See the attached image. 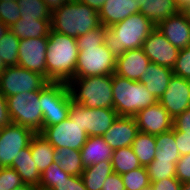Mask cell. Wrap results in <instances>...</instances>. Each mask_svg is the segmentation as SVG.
<instances>
[{
    "label": "cell",
    "mask_w": 190,
    "mask_h": 190,
    "mask_svg": "<svg viewBox=\"0 0 190 190\" xmlns=\"http://www.w3.org/2000/svg\"><path fill=\"white\" fill-rule=\"evenodd\" d=\"M107 29L100 25L76 38L79 54L75 78L112 75L115 72L116 56L104 45Z\"/></svg>",
    "instance_id": "obj_1"
},
{
    "label": "cell",
    "mask_w": 190,
    "mask_h": 190,
    "mask_svg": "<svg viewBox=\"0 0 190 190\" xmlns=\"http://www.w3.org/2000/svg\"><path fill=\"white\" fill-rule=\"evenodd\" d=\"M78 54L76 38L51 29L46 51V80L68 84L75 78Z\"/></svg>",
    "instance_id": "obj_2"
},
{
    "label": "cell",
    "mask_w": 190,
    "mask_h": 190,
    "mask_svg": "<svg viewBox=\"0 0 190 190\" xmlns=\"http://www.w3.org/2000/svg\"><path fill=\"white\" fill-rule=\"evenodd\" d=\"M155 28L146 16L135 13L108 27L104 45L118 57L127 50L142 48L144 40Z\"/></svg>",
    "instance_id": "obj_3"
},
{
    "label": "cell",
    "mask_w": 190,
    "mask_h": 190,
    "mask_svg": "<svg viewBox=\"0 0 190 190\" xmlns=\"http://www.w3.org/2000/svg\"><path fill=\"white\" fill-rule=\"evenodd\" d=\"M101 25L99 13L78 0H70L52 11L51 29L78 38Z\"/></svg>",
    "instance_id": "obj_4"
},
{
    "label": "cell",
    "mask_w": 190,
    "mask_h": 190,
    "mask_svg": "<svg viewBox=\"0 0 190 190\" xmlns=\"http://www.w3.org/2000/svg\"><path fill=\"white\" fill-rule=\"evenodd\" d=\"M113 109L118 116H134L140 110L158 102L139 81L112 74Z\"/></svg>",
    "instance_id": "obj_5"
},
{
    "label": "cell",
    "mask_w": 190,
    "mask_h": 190,
    "mask_svg": "<svg viewBox=\"0 0 190 190\" xmlns=\"http://www.w3.org/2000/svg\"><path fill=\"white\" fill-rule=\"evenodd\" d=\"M68 87L72 100L87 108L113 109L112 75L73 78Z\"/></svg>",
    "instance_id": "obj_6"
},
{
    "label": "cell",
    "mask_w": 190,
    "mask_h": 190,
    "mask_svg": "<svg viewBox=\"0 0 190 190\" xmlns=\"http://www.w3.org/2000/svg\"><path fill=\"white\" fill-rule=\"evenodd\" d=\"M39 101L43 113V129L69 117L72 96L68 84L48 82L40 90Z\"/></svg>",
    "instance_id": "obj_7"
},
{
    "label": "cell",
    "mask_w": 190,
    "mask_h": 190,
    "mask_svg": "<svg viewBox=\"0 0 190 190\" xmlns=\"http://www.w3.org/2000/svg\"><path fill=\"white\" fill-rule=\"evenodd\" d=\"M39 96L40 90L7 97L11 122L27 127L34 133H40L43 130V113Z\"/></svg>",
    "instance_id": "obj_8"
},
{
    "label": "cell",
    "mask_w": 190,
    "mask_h": 190,
    "mask_svg": "<svg viewBox=\"0 0 190 190\" xmlns=\"http://www.w3.org/2000/svg\"><path fill=\"white\" fill-rule=\"evenodd\" d=\"M118 117L114 109L108 108H87L73 100L70 103L69 118L78 123L82 130L86 131L88 137H100L111 127Z\"/></svg>",
    "instance_id": "obj_9"
},
{
    "label": "cell",
    "mask_w": 190,
    "mask_h": 190,
    "mask_svg": "<svg viewBox=\"0 0 190 190\" xmlns=\"http://www.w3.org/2000/svg\"><path fill=\"white\" fill-rule=\"evenodd\" d=\"M48 81L40 73L20 66H9L0 74V92L9 96L41 90Z\"/></svg>",
    "instance_id": "obj_10"
},
{
    "label": "cell",
    "mask_w": 190,
    "mask_h": 190,
    "mask_svg": "<svg viewBox=\"0 0 190 190\" xmlns=\"http://www.w3.org/2000/svg\"><path fill=\"white\" fill-rule=\"evenodd\" d=\"M35 133L24 126L10 123L0 130V168L11 167L20 151L30 144Z\"/></svg>",
    "instance_id": "obj_11"
},
{
    "label": "cell",
    "mask_w": 190,
    "mask_h": 190,
    "mask_svg": "<svg viewBox=\"0 0 190 190\" xmlns=\"http://www.w3.org/2000/svg\"><path fill=\"white\" fill-rule=\"evenodd\" d=\"M40 134L55 148L81 150L88 136L82 127L69 117L61 123L45 127Z\"/></svg>",
    "instance_id": "obj_12"
},
{
    "label": "cell",
    "mask_w": 190,
    "mask_h": 190,
    "mask_svg": "<svg viewBox=\"0 0 190 190\" xmlns=\"http://www.w3.org/2000/svg\"><path fill=\"white\" fill-rule=\"evenodd\" d=\"M48 37L21 39L18 48L17 65L40 73L46 78V51Z\"/></svg>",
    "instance_id": "obj_13"
},
{
    "label": "cell",
    "mask_w": 190,
    "mask_h": 190,
    "mask_svg": "<svg viewBox=\"0 0 190 190\" xmlns=\"http://www.w3.org/2000/svg\"><path fill=\"white\" fill-rule=\"evenodd\" d=\"M142 49L152 63L171 69L174 68L180 51L157 28L144 40Z\"/></svg>",
    "instance_id": "obj_14"
},
{
    "label": "cell",
    "mask_w": 190,
    "mask_h": 190,
    "mask_svg": "<svg viewBox=\"0 0 190 190\" xmlns=\"http://www.w3.org/2000/svg\"><path fill=\"white\" fill-rule=\"evenodd\" d=\"M158 102L168 111L174 119L190 108V81L173 75L170 78L168 88Z\"/></svg>",
    "instance_id": "obj_15"
},
{
    "label": "cell",
    "mask_w": 190,
    "mask_h": 190,
    "mask_svg": "<svg viewBox=\"0 0 190 190\" xmlns=\"http://www.w3.org/2000/svg\"><path fill=\"white\" fill-rule=\"evenodd\" d=\"M133 117L139 131L150 135H158L173 128V118L159 102L140 110Z\"/></svg>",
    "instance_id": "obj_16"
},
{
    "label": "cell",
    "mask_w": 190,
    "mask_h": 190,
    "mask_svg": "<svg viewBox=\"0 0 190 190\" xmlns=\"http://www.w3.org/2000/svg\"><path fill=\"white\" fill-rule=\"evenodd\" d=\"M156 28L179 50L190 45V20L182 11L160 22Z\"/></svg>",
    "instance_id": "obj_17"
},
{
    "label": "cell",
    "mask_w": 190,
    "mask_h": 190,
    "mask_svg": "<svg viewBox=\"0 0 190 190\" xmlns=\"http://www.w3.org/2000/svg\"><path fill=\"white\" fill-rule=\"evenodd\" d=\"M138 132L134 117L118 116L102 137L113 150H116L132 146Z\"/></svg>",
    "instance_id": "obj_18"
},
{
    "label": "cell",
    "mask_w": 190,
    "mask_h": 190,
    "mask_svg": "<svg viewBox=\"0 0 190 190\" xmlns=\"http://www.w3.org/2000/svg\"><path fill=\"white\" fill-rule=\"evenodd\" d=\"M150 62L142 48L127 50L116 57L114 74L129 80L140 81Z\"/></svg>",
    "instance_id": "obj_19"
},
{
    "label": "cell",
    "mask_w": 190,
    "mask_h": 190,
    "mask_svg": "<svg viewBox=\"0 0 190 190\" xmlns=\"http://www.w3.org/2000/svg\"><path fill=\"white\" fill-rule=\"evenodd\" d=\"M135 13H139V9L134 0H106L99 11V19L101 25L108 28Z\"/></svg>",
    "instance_id": "obj_20"
},
{
    "label": "cell",
    "mask_w": 190,
    "mask_h": 190,
    "mask_svg": "<svg viewBox=\"0 0 190 190\" xmlns=\"http://www.w3.org/2000/svg\"><path fill=\"white\" fill-rule=\"evenodd\" d=\"M146 69L139 82L159 100L168 88L170 78L173 76V70L152 62Z\"/></svg>",
    "instance_id": "obj_21"
},
{
    "label": "cell",
    "mask_w": 190,
    "mask_h": 190,
    "mask_svg": "<svg viewBox=\"0 0 190 190\" xmlns=\"http://www.w3.org/2000/svg\"><path fill=\"white\" fill-rule=\"evenodd\" d=\"M84 167L111 160L113 149L106 143L102 136H90L80 150Z\"/></svg>",
    "instance_id": "obj_22"
},
{
    "label": "cell",
    "mask_w": 190,
    "mask_h": 190,
    "mask_svg": "<svg viewBox=\"0 0 190 190\" xmlns=\"http://www.w3.org/2000/svg\"><path fill=\"white\" fill-rule=\"evenodd\" d=\"M24 184H31L39 187L41 173L38 171L35 162L32 159L30 144L20 151L11 165Z\"/></svg>",
    "instance_id": "obj_23"
},
{
    "label": "cell",
    "mask_w": 190,
    "mask_h": 190,
    "mask_svg": "<svg viewBox=\"0 0 190 190\" xmlns=\"http://www.w3.org/2000/svg\"><path fill=\"white\" fill-rule=\"evenodd\" d=\"M9 30L20 40L48 37L51 30V20L20 18L9 27Z\"/></svg>",
    "instance_id": "obj_24"
},
{
    "label": "cell",
    "mask_w": 190,
    "mask_h": 190,
    "mask_svg": "<svg viewBox=\"0 0 190 190\" xmlns=\"http://www.w3.org/2000/svg\"><path fill=\"white\" fill-rule=\"evenodd\" d=\"M179 8L174 0H142V6L139 13L146 16L155 26L160 22L176 15Z\"/></svg>",
    "instance_id": "obj_25"
},
{
    "label": "cell",
    "mask_w": 190,
    "mask_h": 190,
    "mask_svg": "<svg viewBox=\"0 0 190 190\" xmlns=\"http://www.w3.org/2000/svg\"><path fill=\"white\" fill-rule=\"evenodd\" d=\"M30 151L32 159L41 174L54 162L55 148L40 133H35L32 136Z\"/></svg>",
    "instance_id": "obj_26"
},
{
    "label": "cell",
    "mask_w": 190,
    "mask_h": 190,
    "mask_svg": "<svg viewBox=\"0 0 190 190\" xmlns=\"http://www.w3.org/2000/svg\"><path fill=\"white\" fill-rule=\"evenodd\" d=\"M113 173L111 160L84 168L81 177L87 190H101L106 178Z\"/></svg>",
    "instance_id": "obj_27"
},
{
    "label": "cell",
    "mask_w": 190,
    "mask_h": 190,
    "mask_svg": "<svg viewBox=\"0 0 190 190\" xmlns=\"http://www.w3.org/2000/svg\"><path fill=\"white\" fill-rule=\"evenodd\" d=\"M53 161L59 163L61 169L71 176H81L85 168L80 150L65 147L55 149Z\"/></svg>",
    "instance_id": "obj_28"
},
{
    "label": "cell",
    "mask_w": 190,
    "mask_h": 190,
    "mask_svg": "<svg viewBox=\"0 0 190 190\" xmlns=\"http://www.w3.org/2000/svg\"><path fill=\"white\" fill-rule=\"evenodd\" d=\"M131 147L140 165L147 167L154 160L156 155L155 135L139 131Z\"/></svg>",
    "instance_id": "obj_29"
},
{
    "label": "cell",
    "mask_w": 190,
    "mask_h": 190,
    "mask_svg": "<svg viewBox=\"0 0 190 190\" xmlns=\"http://www.w3.org/2000/svg\"><path fill=\"white\" fill-rule=\"evenodd\" d=\"M156 155L154 159H165L177 162L181 155L174 138V128L164 133L155 135Z\"/></svg>",
    "instance_id": "obj_30"
},
{
    "label": "cell",
    "mask_w": 190,
    "mask_h": 190,
    "mask_svg": "<svg viewBox=\"0 0 190 190\" xmlns=\"http://www.w3.org/2000/svg\"><path fill=\"white\" fill-rule=\"evenodd\" d=\"M111 162L113 172L120 175L141 167L131 146L113 150Z\"/></svg>",
    "instance_id": "obj_31"
},
{
    "label": "cell",
    "mask_w": 190,
    "mask_h": 190,
    "mask_svg": "<svg viewBox=\"0 0 190 190\" xmlns=\"http://www.w3.org/2000/svg\"><path fill=\"white\" fill-rule=\"evenodd\" d=\"M21 18L51 20V10L43 0H17Z\"/></svg>",
    "instance_id": "obj_32"
},
{
    "label": "cell",
    "mask_w": 190,
    "mask_h": 190,
    "mask_svg": "<svg viewBox=\"0 0 190 190\" xmlns=\"http://www.w3.org/2000/svg\"><path fill=\"white\" fill-rule=\"evenodd\" d=\"M19 41L10 30L0 39V57L7 67L17 66Z\"/></svg>",
    "instance_id": "obj_33"
},
{
    "label": "cell",
    "mask_w": 190,
    "mask_h": 190,
    "mask_svg": "<svg viewBox=\"0 0 190 190\" xmlns=\"http://www.w3.org/2000/svg\"><path fill=\"white\" fill-rule=\"evenodd\" d=\"M146 169L151 182L176 178V163L172 160L154 159Z\"/></svg>",
    "instance_id": "obj_34"
},
{
    "label": "cell",
    "mask_w": 190,
    "mask_h": 190,
    "mask_svg": "<svg viewBox=\"0 0 190 190\" xmlns=\"http://www.w3.org/2000/svg\"><path fill=\"white\" fill-rule=\"evenodd\" d=\"M126 190H144L150 187L151 181L146 167H139L121 174Z\"/></svg>",
    "instance_id": "obj_35"
},
{
    "label": "cell",
    "mask_w": 190,
    "mask_h": 190,
    "mask_svg": "<svg viewBox=\"0 0 190 190\" xmlns=\"http://www.w3.org/2000/svg\"><path fill=\"white\" fill-rule=\"evenodd\" d=\"M70 176L61 169L59 163L53 162L52 165L42 172L38 188L39 190H51L57 183L68 179Z\"/></svg>",
    "instance_id": "obj_36"
},
{
    "label": "cell",
    "mask_w": 190,
    "mask_h": 190,
    "mask_svg": "<svg viewBox=\"0 0 190 190\" xmlns=\"http://www.w3.org/2000/svg\"><path fill=\"white\" fill-rule=\"evenodd\" d=\"M17 1H0V20L11 27L21 18Z\"/></svg>",
    "instance_id": "obj_37"
},
{
    "label": "cell",
    "mask_w": 190,
    "mask_h": 190,
    "mask_svg": "<svg viewBox=\"0 0 190 190\" xmlns=\"http://www.w3.org/2000/svg\"><path fill=\"white\" fill-rule=\"evenodd\" d=\"M22 184L21 177L13 168H0V190H14Z\"/></svg>",
    "instance_id": "obj_38"
},
{
    "label": "cell",
    "mask_w": 190,
    "mask_h": 190,
    "mask_svg": "<svg viewBox=\"0 0 190 190\" xmlns=\"http://www.w3.org/2000/svg\"><path fill=\"white\" fill-rule=\"evenodd\" d=\"M173 75L190 80V45L181 49L178 53Z\"/></svg>",
    "instance_id": "obj_39"
},
{
    "label": "cell",
    "mask_w": 190,
    "mask_h": 190,
    "mask_svg": "<svg viewBox=\"0 0 190 190\" xmlns=\"http://www.w3.org/2000/svg\"><path fill=\"white\" fill-rule=\"evenodd\" d=\"M176 178L181 183L190 181V154L182 155L176 162Z\"/></svg>",
    "instance_id": "obj_40"
},
{
    "label": "cell",
    "mask_w": 190,
    "mask_h": 190,
    "mask_svg": "<svg viewBox=\"0 0 190 190\" xmlns=\"http://www.w3.org/2000/svg\"><path fill=\"white\" fill-rule=\"evenodd\" d=\"M51 190H87L81 176H70L64 179Z\"/></svg>",
    "instance_id": "obj_41"
},
{
    "label": "cell",
    "mask_w": 190,
    "mask_h": 190,
    "mask_svg": "<svg viewBox=\"0 0 190 190\" xmlns=\"http://www.w3.org/2000/svg\"><path fill=\"white\" fill-rule=\"evenodd\" d=\"M173 128L181 133H190V108L173 119Z\"/></svg>",
    "instance_id": "obj_42"
},
{
    "label": "cell",
    "mask_w": 190,
    "mask_h": 190,
    "mask_svg": "<svg viewBox=\"0 0 190 190\" xmlns=\"http://www.w3.org/2000/svg\"><path fill=\"white\" fill-rule=\"evenodd\" d=\"M182 183L177 178H165L164 180L151 182L152 190H181Z\"/></svg>",
    "instance_id": "obj_43"
},
{
    "label": "cell",
    "mask_w": 190,
    "mask_h": 190,
    "mask_svg": "<svg viewBox=\"0 0 190 190\" xmlns=\"http://www.w3.org/2000/svg\"><path fill=\"white\" fill-rule=\"evenodd\" d=\"M174 138L180 155L190 154V133H181L174 129Z\"/></svg>",
    "instance_id": "obj_44"
},
{
    "label": "cell",
    "mask_w": 190,
    "mask_h": 190,
    "mask_svg": "<svg viewBox=\"0 0 190 190\" xmlns=\"http://www.w3.org/2000/svg\"><path fill=\"white\" fill-rule=\"evenodd\" d=\"M101 190H126L120 174L112 173L109 175Z\"/></svg>",
    "instance_id": "obj_45"
},
{
    "label": "cell",
    "mask_w": 190,
    "mask_h": 190,
    "mask_svg": "<svg viewBox=\"0 0 190 190\" xmlns=\"http://www.w3.org/2000/svg\"><path fill=\"white\" fill-rule=\"evenodd\" d=\"M11 123V119L8 112L7 99L0 92V128L7 126Z\"/></svg>",
    "instance_id": "obj_46"
},
{
    "label": "cell",
    "mask_w": 190,
    "mask_h": 190,
    "mask_svg": "<svg viewBox=\"0 0 190 190\" xmlns=\"http://www.w3.org/2000/svg\"><path fill=\"white\" fill-rule=\"evenodd\" d=\"M80 3L86 4L90 8L94 9L99 13L105 4L106 0H78Z\"/></svg>",
    "instance_id": "obj_47"
},
{
    "label": "cell",
    "mask_w": 190,
    "mask_h": 190,
    "mask_svg": "<svg viewBox=\"0 0 190 190\" xmlns=\"http://www.w3.org/2000/svg\"><path fill=\"white\" fill-rule=\"evenodd\" d=\"M46 6L51 10V12L70 0H43Z\"/></svg>",
    "instance_id": "obj_48"
},
{
    "label": "cell",
    "mask_w": 190,
    "mask_h": 190,
    "mask_svg": "<svg viewBox=\"0 0 190 190\" xmlns=\"http://www.w3.org/2000/svg\"><path fill=\"white\" fill-rule=\"evenodd\" d=\"M174 3L182 11L190 3V0H174Z\"/></svg>",
    "instance_id": "obj_49"
},
{
    "label": "cell",
    "mask_w": 190,
    "mask_h": 190,
    "mask_svg": "<svg viewBox=\"0 0 190 190\" xmlns=\"http://www.w3.org/2000/svg\"><path fill=\"white\" fill-rule=\"evenodd\" d=\"M14 190H39V188L31 184H22Z\"/></svg>",
    "instance_id": "obj_50"
},
{
    "label": "cell",
    "mask_w": 190,
    "mask_h": 190,
    "mask_svg": "<svg viewBox=\"0 0 190 190\" xmlns=\"http://www.w3.org/2000/svg\"><path fill=\"white\" fill-rule=\"evenodd\" d=\"M8 30L9 27L0 20V39L6 34V32H8Z\"/></svg>",
    "instance_id": "obj_51"
},
{
    "label": "cell",
    "mask_w": 190,
    "mask_h": 190,
    "mask_svg": "<svg viewBox=\"0 0 190 190\" xmlns=\"http://www.w3.org/2000/svg\"><path fill=\"white\" fill-rule=\"evenodd\" d=\"M182 12L188 17V19L190 20V3L184 8L182 9Z\"/></svg>",
    "instance_id": "obj_52"
},
{
    "label": "cell",
    "mask_w": 190,
    "mask_h": 190,
    "mask_svg": "<svg viewBox=\"0 0 190 190\" xmlns=\"http://www.w3.org/2000/svg\"><path fill=\"white\" fill-rule=\"evenodd\" d=\"M6 68H7V66L5 65V63L3 62L2 58L0 57V74L2 72H4Z\"/></svg>",
    "instance_id": "obj_53"
},
{
    "label": "cell",
    "mask_w": 190,
    "mask_h": 190,
    "mask_svg": "<svg viewBox=\"0 0 190 190\" xmlns=\"http://www.w3.org/2000/svg\"><path fill=\"white\" fill-rule=\"evenodd\" d=\"M181 190H190V181L182 183Z\"/></svg>",
    "instance_id": "obj_54"
},
{
    "label": "cell",
    "mask_w": 190,
    "mask_h": 190,
    "mask_svg": "<svg viewBox=\"0 0 190 190\" xmlns=\"http://www.w3.org/2000/svg\"><path fill=\"white\" fill-rule=\"evenodd\" d=\"M136 3H138V9L140 10L142 6V0H134Z\"/></svg>",
    "instance_id": "obj_55"
},
{
    "label": "cell",
    "mask_w": 190,
    "mask_h": 190,
    "mask_svg": "<svg viewBox=\"0 0 190 190\" xmlns=\"http://www.w3.org/2000/svg\"><path fill=\"white\" fill-rule=\"evenodd\" d=\"M0 1H5V2H8V1H17V0H0Z\"/></svg>",
    "instance_id": "obj_56"
}]
</instances>
